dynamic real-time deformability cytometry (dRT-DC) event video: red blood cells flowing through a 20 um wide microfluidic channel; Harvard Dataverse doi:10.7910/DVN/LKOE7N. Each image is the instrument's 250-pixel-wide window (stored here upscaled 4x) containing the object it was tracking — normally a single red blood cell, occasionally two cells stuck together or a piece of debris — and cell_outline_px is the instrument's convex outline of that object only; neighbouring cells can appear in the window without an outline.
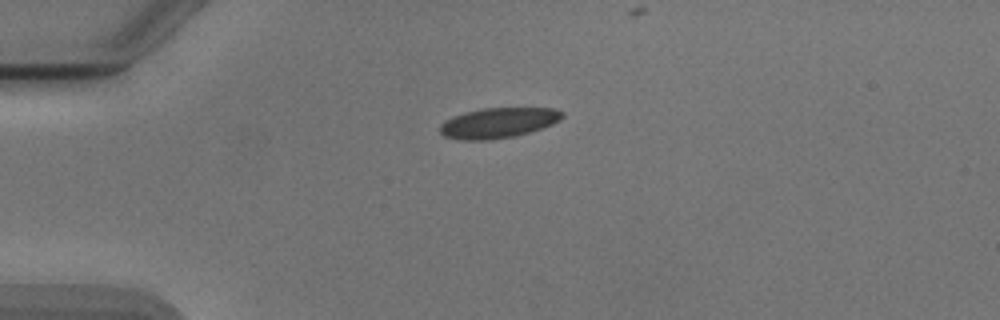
{"species": "Egyptian fruit bat (a non-hibernating species)", "species_latin": "Rousettus aegyptiacus", "temperature_condition": "cold", "stored_images_in_passage": 31, "camera_frame_rate_fps": 3000, "um_per_image_px": 0.085, "animal": {"sex": "male"}, "frame": {"image": 1, "passage_image": 1, "time_ms": 0.0, "image_size_px": [1000, 320], "cell_outline_px": [[564, 116], [560, 120], [552, 124], [528, 132], [512, 136], [488, 140], [460, 140], [444, 136], [440, 132], [440, 124], [444, 120], [452, 116], [464, 112], [484, 108], [552, 108], [564, 112]], "centroid_in_image_um": [42.32, 10.43], "position_along_channel_um": 42.7, "area_um2": 21.5}}
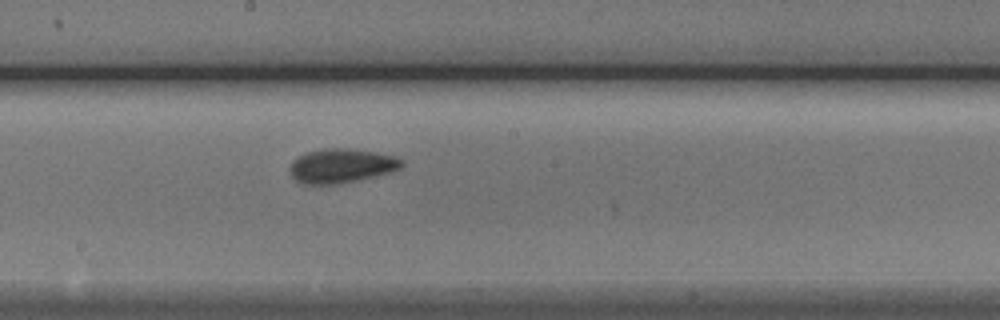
{"frame": {"image": 2, "passage_image": 17, "time_ms": 5.333, "image_size_px": [1000, 320], "cell_outline_px": [[404, 164], [400, 168], [388, 172], [340, 184], [304, 184], [296, 180], [292, 176], [292, 160], [296, 156], [304, 152], [324, 148], [348, 148], [376, 152], [392, 156], [404, 160]], "centroid_in_image_um": [28.99, 14.07], "position_along_channel_um": 219.2, "area_um2": 22.14}}
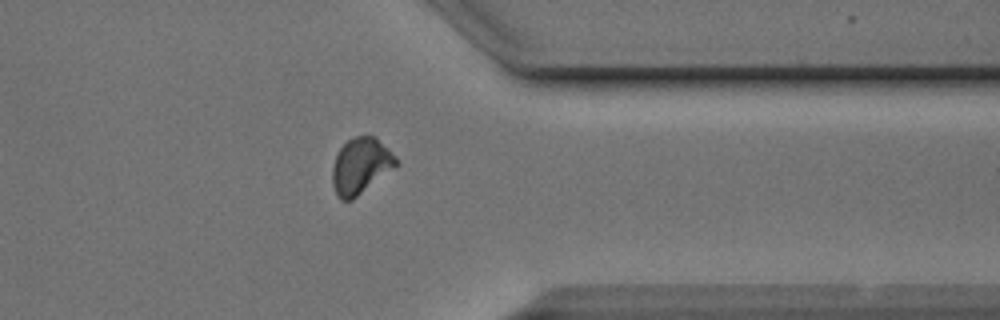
{"frame": {"image": 3, "passage_image": 30, "time_ms": 9.667, "image_size_px": [1000, 320], "cell_outline_px": [[400, 164], [352, 200], [340, 200], [332, 184], [332, 168], [336, 156], [340, 148], [352, 136], [376, 136], [400, 160]], "centroid_in_image_um": [30.69, 14.09], "position_along_channel_um": 380.7, "area_um2": 20.92}}